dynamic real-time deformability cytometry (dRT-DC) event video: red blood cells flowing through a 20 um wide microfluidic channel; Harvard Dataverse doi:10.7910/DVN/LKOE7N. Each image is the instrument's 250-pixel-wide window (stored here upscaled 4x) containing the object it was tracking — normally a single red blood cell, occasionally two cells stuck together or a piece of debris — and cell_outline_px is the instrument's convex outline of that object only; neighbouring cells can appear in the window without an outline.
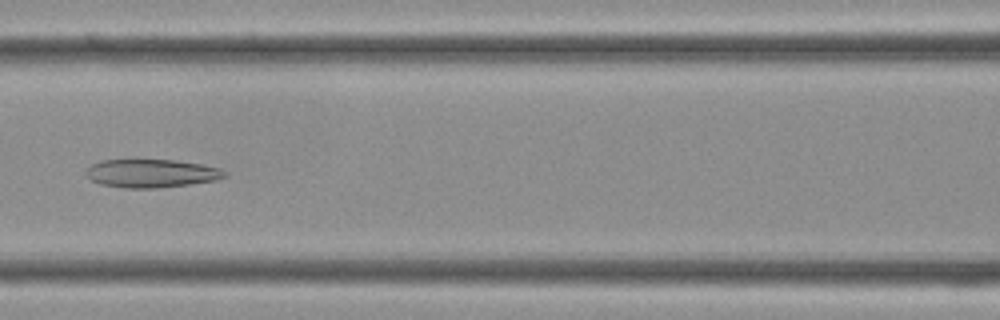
{"species": "Egyptian fruit bat (a non-hibernating species)", "species_latin": "Rousettus aegyptiacus", "temperature_condition": "cold", "stored_images_in_passage": 37, "camera_frame_rate_fps": 3000, "um_per_image_px": 0.085, "frame": {"image": 1, "passage_image": 16, "time_ms": 5.0, "image_size_px": [1000, 320], "cell_outline_px": [[228, 172], [224, 176], [216, 180], [188, 184], [156, 188], [124, 188], [100, 184], [92, 180], [84, 172], [92, 164], [100, 160], [136, 156], [172, 160], [200, 164], [220, 168]], "centroid_in_image_um": [12.79, 14.68], "position_along_channel_um": 153.8, "area_um2": 23.7}}
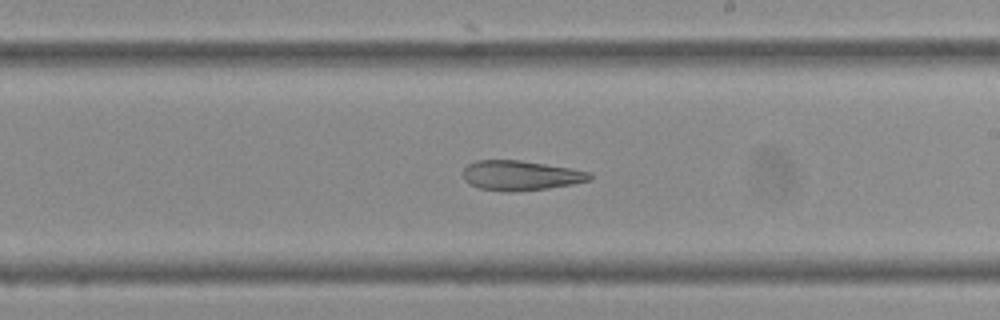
{"frame": {"image": 2, "passage_image": 21, "time_ms": 6.667, "image_size_px": [1000, 320], "cell_outline_px": [[592, 180], [572, 184], [548, 188], [480, 188], [464, 180], [464, 168], [468, 164], [476, 160], [520, 160], [592, 172]], "centroid_in_image_um": [44.31, 14.85], "position_along_channel_um": 244.7, "area_um2": 20.81}}
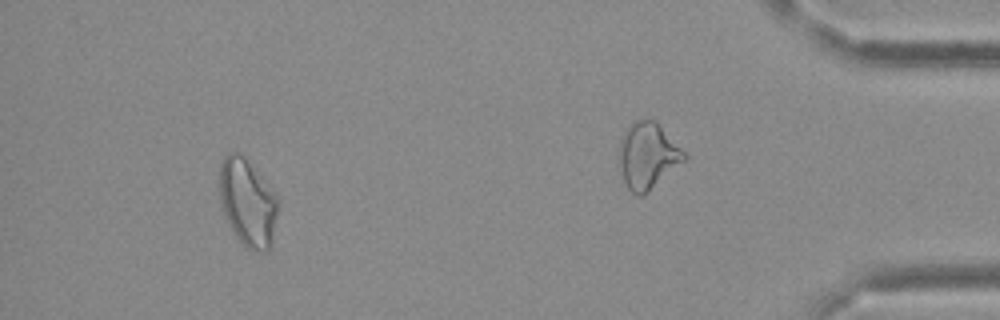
{"frame": {"image": 3, "passage_image": 34, "time_ms": 11.0, "image_size_px": [1000, 320], "cell_outline_px": [[280, 200], [272, 244], [268, 252], [260, 252], [244, 248], [228, 224], [224, 216], [220, 200], [220, 164], [224, 156], [228, 152], [240, 152], [248, 156]], "centroid_in_image_um": [21.07, 17.19], "position_along_channel_um": 414.1, "area_um2": 30.81}}